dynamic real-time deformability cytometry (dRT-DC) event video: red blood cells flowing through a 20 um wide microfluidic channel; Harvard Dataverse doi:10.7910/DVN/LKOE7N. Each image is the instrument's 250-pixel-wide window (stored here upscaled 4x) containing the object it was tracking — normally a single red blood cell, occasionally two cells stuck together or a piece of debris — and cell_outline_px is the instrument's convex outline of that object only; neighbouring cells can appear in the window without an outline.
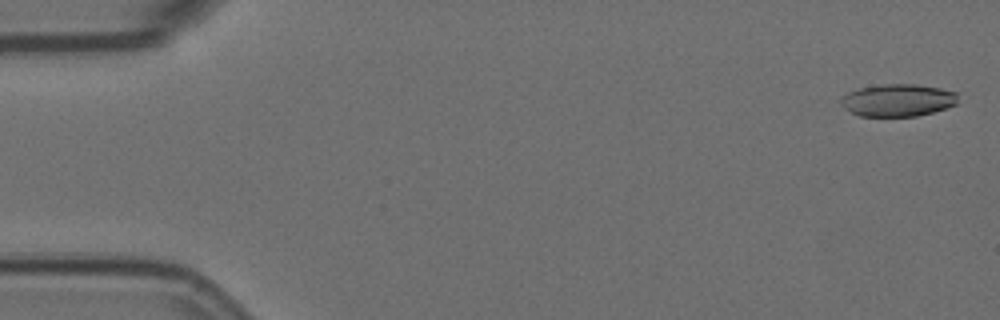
{"species": "Egyptian fruit bat (a non-hibernating species)", "species_latin": "Rousettus aegyptiacus", "temperature_condition": "room temperature", "stored_images_in_passage": 4, "camera_frame_rate_fps": 3000, "um_per_image_px": 0.085, "animal": {"sex": "female"}, "frame": {"image": 1, "passage_image": 1, "time_ms": 0.0, "image_size_px": [1000, 320], "cell_outline_px": [[956, 104], [932, 112], [916, 116], [860, 116], [844, 108], [840, 104], [840, 96], [848, 92], [860, 88], [880, 84], [916, 84], [940, 88], [956, 92]], "centroid_in_image_um": [76.26, 8.51], "position_along_channel_um": 8.7, "area_um2": 22.02}}